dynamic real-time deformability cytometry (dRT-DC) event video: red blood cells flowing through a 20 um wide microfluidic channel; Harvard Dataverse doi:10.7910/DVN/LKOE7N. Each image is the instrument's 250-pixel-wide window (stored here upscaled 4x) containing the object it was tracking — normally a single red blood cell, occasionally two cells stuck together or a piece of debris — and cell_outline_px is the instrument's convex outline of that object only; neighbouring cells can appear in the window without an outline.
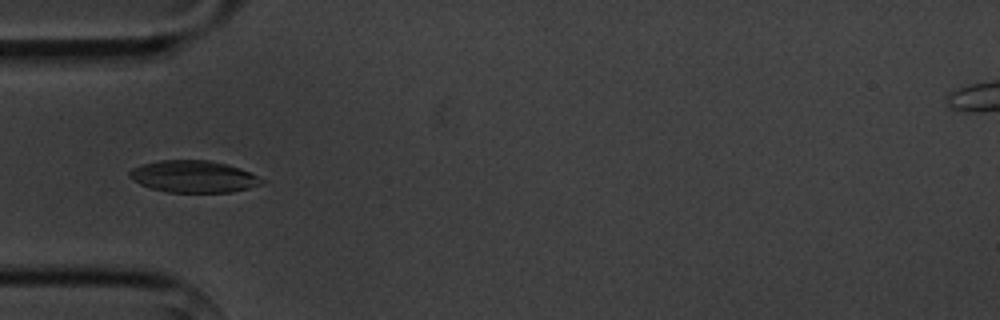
{"species": "common noctule bat (a hibernating species)", "species_latin": "Nyctalus noctula", "temperature_condition": "cold", "stored_images_in_passage": 5, "camera_frame_rate_fps": 3000, "um_per_image_px": 0.085, "animal": {"sex": "male", "body_mass_g": 20.1, "forearm_length_mm": 53.5}, "frame": {"image": 1, "passage_image": 5, "time_ms": 4.667, "image_size_px": [1000, 320], "cell_outline_px": [[268, 180], [264, 184], [232, 192], [168, 192], [152, 188], [140, 184], [128, 176], [128, 172], [132, 168], [144, 164], [160, 160], [208, 160], [228, 164], [240, 168]], "centroid_in_image_um": [16.5, 15.0], "position_along_channel_um": 68.5, "area_um2": 24.68}}